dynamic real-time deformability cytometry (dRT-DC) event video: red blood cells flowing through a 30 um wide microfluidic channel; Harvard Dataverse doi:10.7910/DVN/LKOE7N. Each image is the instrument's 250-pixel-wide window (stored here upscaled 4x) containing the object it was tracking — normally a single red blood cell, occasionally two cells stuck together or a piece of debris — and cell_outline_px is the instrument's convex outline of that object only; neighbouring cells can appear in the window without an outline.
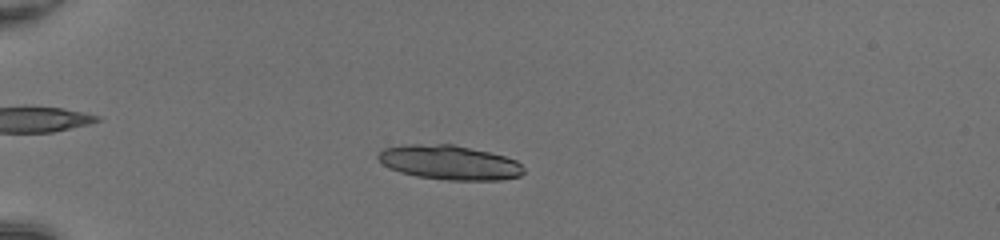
{"species": "common noctule bat (a hibernating species)", "species_latin": "Nyctalus noctula", "temperature_condition": "room temperature", "stored_images_in_passage": 50, "camera_frame_rate_fps": 3000, "um_per_image_px": 0.085, "animal": {"sex": "female", "body_mass_g": 20.0, "forearm_length_mm": 54.0}, "frame": {"image": 1, "passage_image": 15, "time_ms": 4.667, "image_size_px": [1000, 240], "cell_outline_px": [[524, 172], [520, 176], [500, 180], [448, 180], [416, 176], [400, 172], [388, 168], [376, 156], [384, 148], [400, 144], [452, 144], [488, 152], [504, 156], [516, 160], [524, 168]], "centroid_in_image_um": [38.18, 13.81], "position_along_channel_um": 46.8, "area_um2": 29.19}}